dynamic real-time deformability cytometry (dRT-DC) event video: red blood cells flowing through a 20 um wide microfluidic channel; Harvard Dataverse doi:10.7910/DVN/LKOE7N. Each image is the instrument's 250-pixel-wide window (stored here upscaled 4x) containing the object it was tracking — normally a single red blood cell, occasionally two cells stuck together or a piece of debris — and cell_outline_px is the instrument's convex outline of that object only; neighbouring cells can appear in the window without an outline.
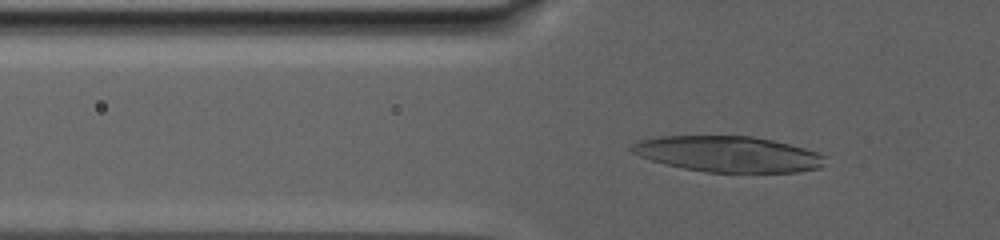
{"species": "human", "species_latin": "Homo sapiens", "temperature_condition": "warm", "stored_images_in_passage": 97, "camera_frame_rate_fps": 3000, "um_per_image_px": 0.085, "donor": {"sex": "male"}, "frame": {"image": 1, "passage_image": 12, "time_ms": 2.333, "image_size_px": [1000, 240], "cell_outline_px": [[824, 164], [820, 168], [796, 172], [704, 172], [664, 164], [640, 156], [632, 152], [628, 148], [632, 144], [640, 140], [660, 136], [752, 136], [772, 140], [804, 148], [816, 152], [824, 156]], "centroid_in_image_um": [61.86, 13.09], "position_along_channel_um": 63.9, "area_um2": 40.23}}
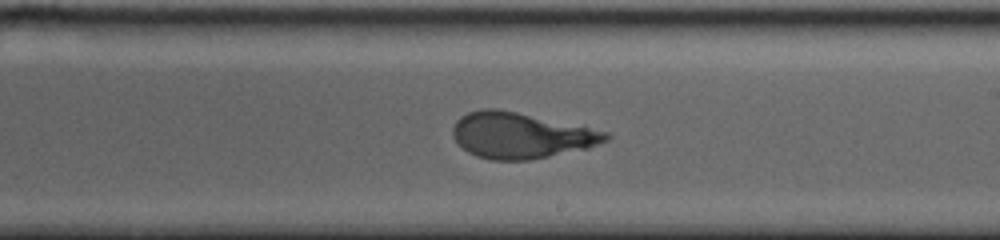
{"frame": {"image": 2, "passage_image": 49, "time_ms": 10.333, "image_size_px": [1000, 240], "cell_outline_px": [[612, 136], [608, 140], [588, 148], [528, 160], [492, 160], [476, 156], [468, 152], [452, 136], [452, 128], [456, 120], [460, 116], [468, 112], [484, 108], [496, 108], [516, 112], [608, 132]], "centroid_in_image_um": [44.24, 11.51], "position_along_channel_um": 244.8, "area_um2": 40.46}}
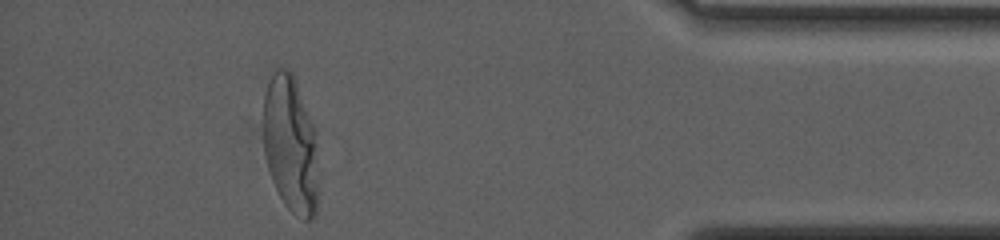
{"frame": {"image": 3, "passage_image": 86, "time_ms": 18.667, "image_size_px": [1000, 240], "cell_outline_px": [[316, 212], [312, 220], [304, 220], [296, 216], [284, 204], [272, 180], [264, 156], [264, 96], [272, 72], [280, 64], [288, 68], [292, 72], [316, 128]], "centroid_in_image_um": [24.69, 12.22], "position_along_channel_um": 410.5, "area_um2": 44.16}, "authors_computed_cell_mechanics": {"area_um2": 41.5004, "velocity_mm_per_s": 2.4162, "shape_relaxation_time_tau1_ms": 8.085, "shape_relaxation_time_tau2_ms": 1.4022, "deformation_change_tau1": 0.3003, "deformation_change_tau2": 0.0855}}